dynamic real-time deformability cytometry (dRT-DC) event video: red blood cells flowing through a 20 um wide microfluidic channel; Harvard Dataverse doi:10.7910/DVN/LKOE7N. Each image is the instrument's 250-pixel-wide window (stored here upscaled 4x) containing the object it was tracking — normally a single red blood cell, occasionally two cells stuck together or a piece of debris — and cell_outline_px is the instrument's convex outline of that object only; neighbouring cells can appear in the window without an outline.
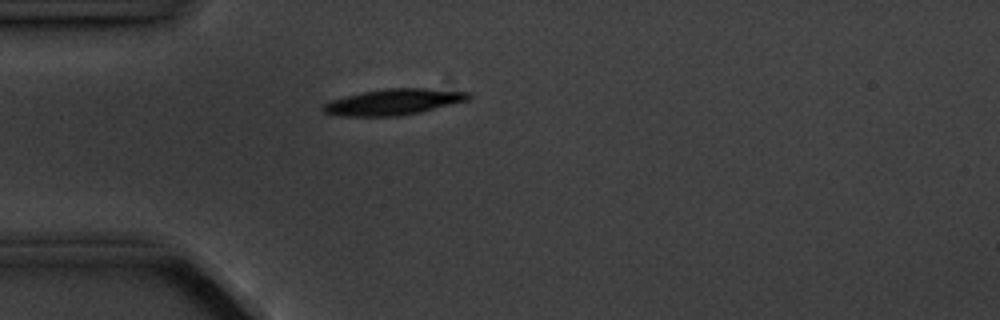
{"species": "common noctule bat (a hibernating species)", "species_latin": "Nyctalus noctula", "temperature_condition": "cold", "stored_images_in_passage": 1, "camera_frame_rate_fps": 3000, "um_per_image_px": 0.085, "animal": {"sex": "male", "body_mass_g": 20.1, "forearm_length_mm": 53.5}, "frame": {"image": 1, "passage_image": 1, "time_ms": 0.0, "image_size_px": [1000, 320], "cell_outline_px": [[472, 96], [468, 100], [420, 112], [400, 116], [340, 116], [324, 112], [320, 108], [324, 104], [332, 100], [344, 96], [384, 88], [428, 88], [472, 92]], "centroid_in_image_um": [33.47, 8.66], "position_along_channel_um": 51.5, "area_um2": 22.08}}